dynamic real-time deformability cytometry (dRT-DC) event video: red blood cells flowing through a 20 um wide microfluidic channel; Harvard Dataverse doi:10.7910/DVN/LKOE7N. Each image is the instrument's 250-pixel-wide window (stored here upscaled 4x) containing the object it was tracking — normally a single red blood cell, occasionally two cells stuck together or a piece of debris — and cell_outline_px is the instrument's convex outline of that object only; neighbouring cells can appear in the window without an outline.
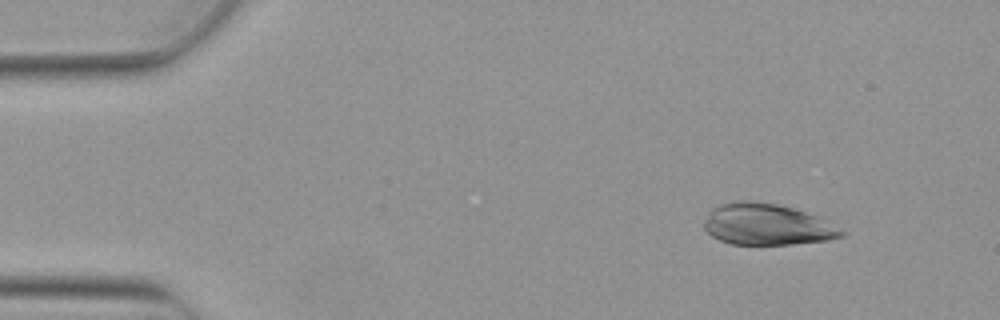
{"species": "Egyptian fruit bat (a non-hibernating species)", "species_latin": "Rousettus aegyptiacus", "temperature_condition": "warm", "stored_images_in_passage": 5, "camera_frame_rate_fps": 3000, "um_per_image_px": 0.085, "animal": {"sex": "female"}, "frame": {"image": 1, "passage_image": 2, "time_ms": 0.333, "image_size_px": [1000, 320], "cell_outline_px": [[844, 236], [828, 240], [792, 244], [732, 244], [720, 240], [712, 236], [704, 228], [704, 220], [708, 212], [712, 208], [720, 204], [732, 200], [752, 200], [776, 204], [792, 208], [816, 216], [824, 220], [844, 232]], "centroid_in_image_um": [65.12, 19.07], "position_along_channel_um": 19.9, "area_um2": 32.89}}
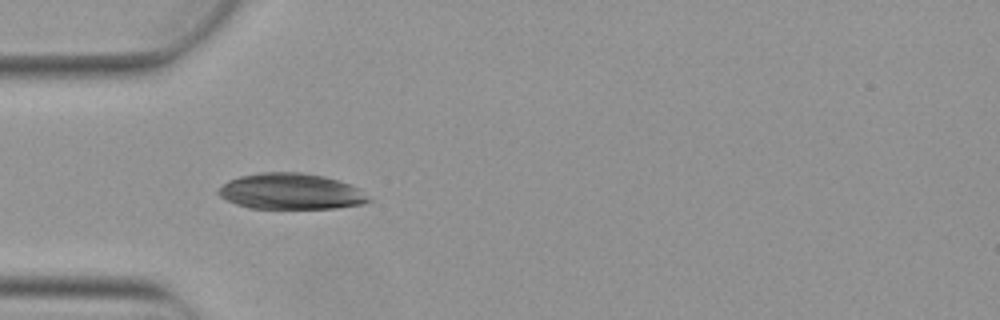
{"frame": {"image": 2, "passage_image": 5, "time_ms": 1.333, "image_size_px": [1000, 320], "cell_outline_px": [[372, 200], [364, 204], [336, 208], [248, 208], [236, 204], [220, 196], [216, 192], [216, 188], [228, 180], [240, 176], [260, 172], [300, 172], [324, 176], [360, 188]], "centroid_in_image_um": [24.7, 16.27], "position_along_channel_um": 60.3, "area_um2": 31.62}}